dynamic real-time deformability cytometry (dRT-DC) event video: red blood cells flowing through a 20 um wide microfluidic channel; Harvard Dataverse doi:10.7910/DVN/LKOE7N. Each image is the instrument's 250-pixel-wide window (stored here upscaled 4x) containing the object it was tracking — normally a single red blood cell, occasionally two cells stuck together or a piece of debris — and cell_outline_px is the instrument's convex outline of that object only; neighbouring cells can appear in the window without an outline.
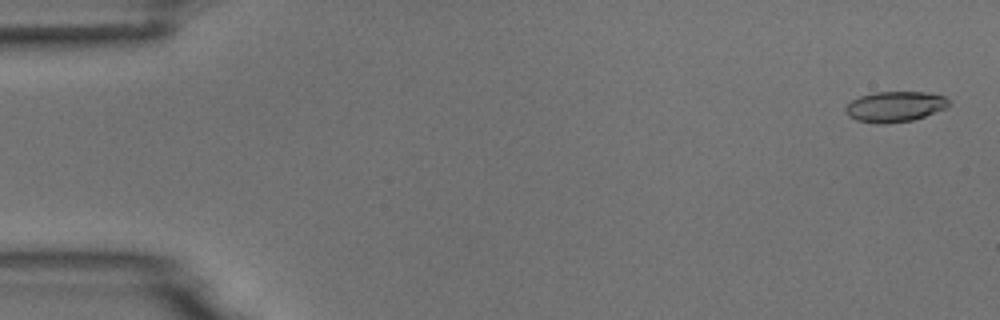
{"species": "common noctule bat (a hibernating species)", "species_latin": "Nyctalus noctula", "temperature_condition": "room temperature", "stored_images_in_passage": 5, "camera_frame_rate_fps": 3000, "um_per_image_px": 0.085, "animal": {"sex": "male", "body_mass_g": 18.8}, "frame": {"image": 1, "passage_image": 1, "time_ms": 0.0, "image_size_px": [1000, 320], "cell_outline_px": [[948, 104], [944, 108], [924, 116], [912, 120], [884, 124], [876, 124], [856, 120], [848, 116], [844, 112], [844, 108], [852, 100], [860, 96], [876, 92], [924, 92], [944, 96], [948, 100]], "centroid_in_image_um": [76.0, 9.07], "position_along_channel_um": 9.0, "area_um2": 18.21}}
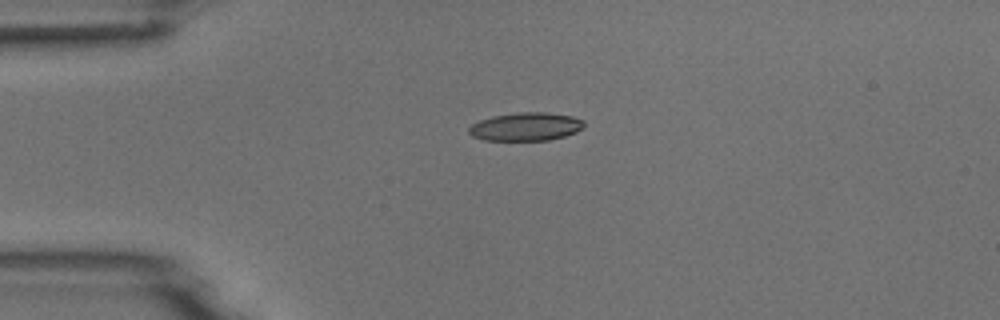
{"frame": {"image": 2, "passage_image": 4, "time_ms": 3.667, "image_size_px": [1000, 320], "cell_outline_px": [[584, 128], [576, 132], [564, 136], [548, 140], [484, 140], [472, 136], [468, 132], [468, 128], [472, 124], [480, 120], [492, 116], [516, 112], [548, 112], [572, 116], [584, 120]], "centroid_in_image_um": [44.7, 10.76], "position_along_channel_um": 40.3, "area_um2": 19.07}}